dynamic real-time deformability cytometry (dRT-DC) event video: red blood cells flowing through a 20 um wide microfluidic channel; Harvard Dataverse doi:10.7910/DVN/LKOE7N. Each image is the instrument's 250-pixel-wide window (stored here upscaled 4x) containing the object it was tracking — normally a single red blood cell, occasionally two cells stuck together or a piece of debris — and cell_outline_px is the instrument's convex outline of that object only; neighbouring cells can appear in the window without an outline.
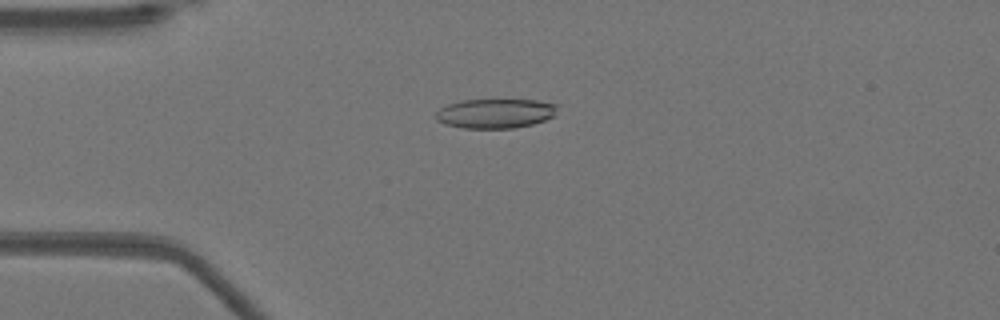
{"species": "Egyptian fruit bat (a non-hibernating species)", "species_latin": "Rousettus aegyptiacus", "temperature_condition": "warm", "stored_images_in_passage": 52, "camera_frame_rate_fps": 3000, "um_per_image_px": 0.085, "animal": {"sex": "female"}, "frame": {"image": 1, "passage_image": 13, "time_ms": 4.0, "image_size_px": [1000, 320], "cell_outline_px": [[556, 116], [532, 124], [512, 128], [464, 128], [444, 124], [436, 120], [436, 112], [440, 108], [448, 104], [464, 100], [536, 100], [556, 104]], "centroid_in_image_um": [42.1, 9.64], "position_along_channel_um": 42.9, "area_um2": 20.81}}
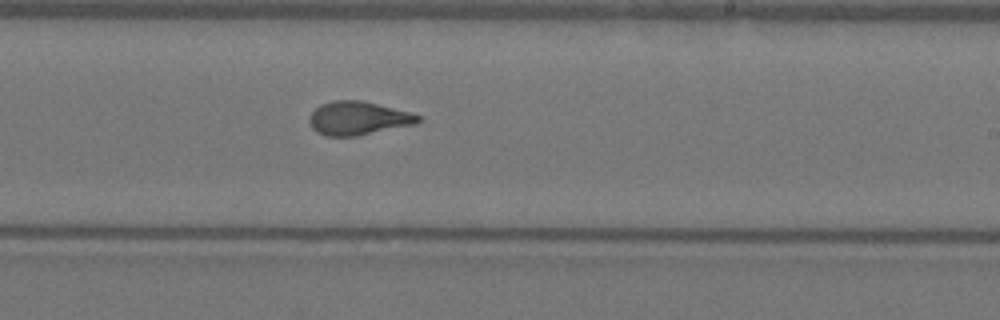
{"frame": {"image": 2, "passage_image": 31, "time_ms": 10.0, "image_size_px": [1000, 320], "cell_outline_px": [[424, 120], [420, 124], [356, 136], [328, 136], [316, 132], [312, 128], [308, 120], [308, 116], [320, 104], [332, 100], [360, 100], [408, 112], [420, 116]], "centroid_in_image_um": [30.45, 10.06], "position_along_channel_um": 258.5, "area_um2": 21.44}}
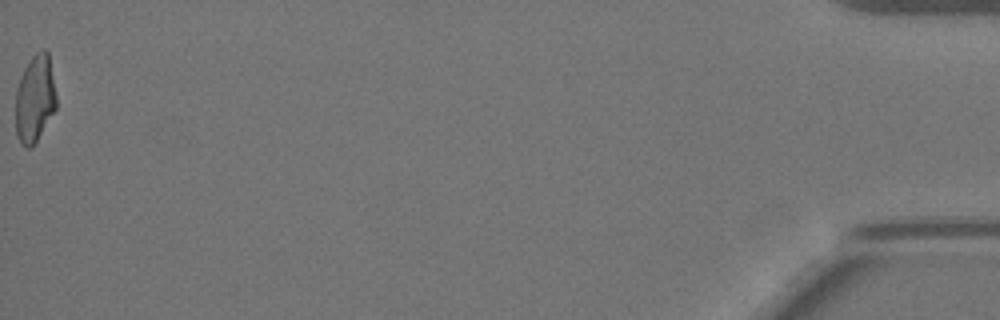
{"frame": {"image": 3, "passage_image": 52, "time_ms": 17.0, "image_size_px": [1000, 320], "cell_outline_px": [[56, 108], [36, 140], [28, 148], [24, 148], [20, 144], [16, 132], [16, 92], [20, 76], [24, 68], [32, 56], [36, 52], [44, 48], [48, 52], [56, 96]], "centroid_in_image_um": [2.95, 8.37], "position_along_channel_um": 432.2, "area_um2": 20.46}, "authors_computed_cell_mechanics": {"area_um2": 21.2415, "velocity_mm_per_s": 3.9415, "shape_relaxation_time_tau1_ms": null, "shape_relaxation_time_tau2_ms": 1.1986, "deformation_change_tau1": null, "deformation_change_tau2": 0.097}}